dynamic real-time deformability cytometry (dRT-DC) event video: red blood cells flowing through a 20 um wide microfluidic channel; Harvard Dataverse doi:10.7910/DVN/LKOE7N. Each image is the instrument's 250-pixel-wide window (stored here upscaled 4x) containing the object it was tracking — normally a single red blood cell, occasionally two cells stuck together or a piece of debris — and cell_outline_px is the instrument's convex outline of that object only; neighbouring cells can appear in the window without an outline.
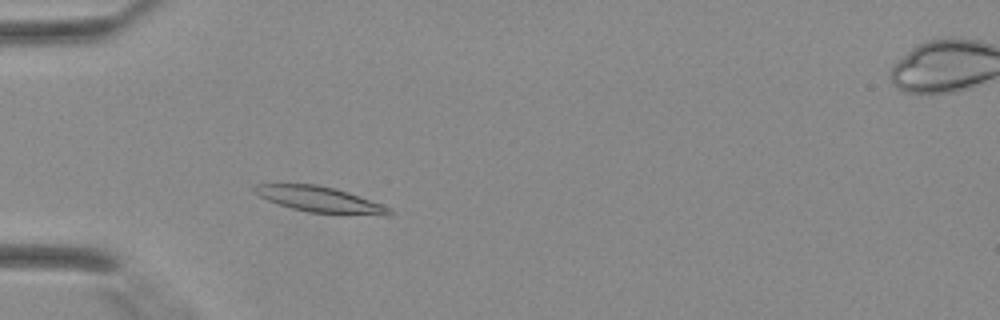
{"species": "Egyptian fruit bat (a non-hibernating species)", "species_latin": "Rousettus aegyptiacus", "temperature_condition": "warm", "stored_images_in_passage": 37, "camera_frame_rate_fps": 3000, "um_per_image_px": 0.085, "animal": {"sex": "female"}, "frame": {"image": 1, "passage_image": 8, "time_ms": 2.333, "image_size_px": [1000, 320], "cell_outline_px": [[392, 212], [388, 216], [384, 216], [308, 212], [292, 208], [268, 200], [260, 196], [252, 188], [256, 184], [316, 184], [336, 188], [348, 192], [392, 208]], "centroid_in_image_um": [27.24, 16.96], "position_along_channel_um": 57.8, "area_um2": 20.06}}
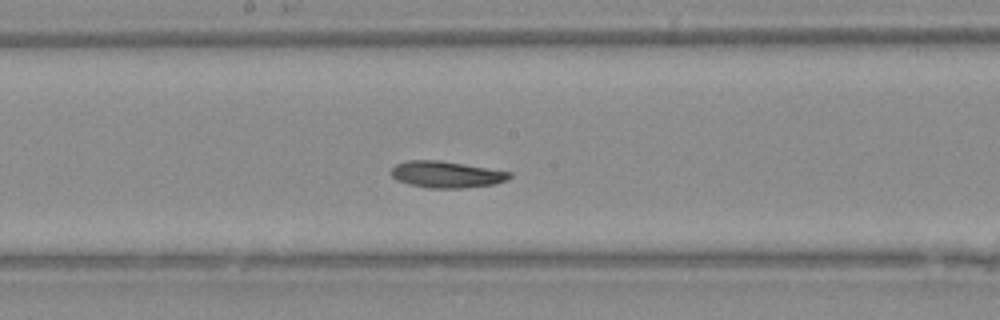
{"frame": {"image": 2, "passage_image": 18, "time_ms": 5.667, "image_size_px": [1000, 320], "cell_outline_px": [[512, 176], [508, 180], [496, 184], [464, 188], [428, 188], [408, 184], [396, 180], [392, 176], [392, 168], [396, 164], [408, 160], [440, 160], [512, 172]], "centroid_in_image_um": [37.97, 14.83], "position_along_channel_um": 210.2, "area_um2": 18.44}}
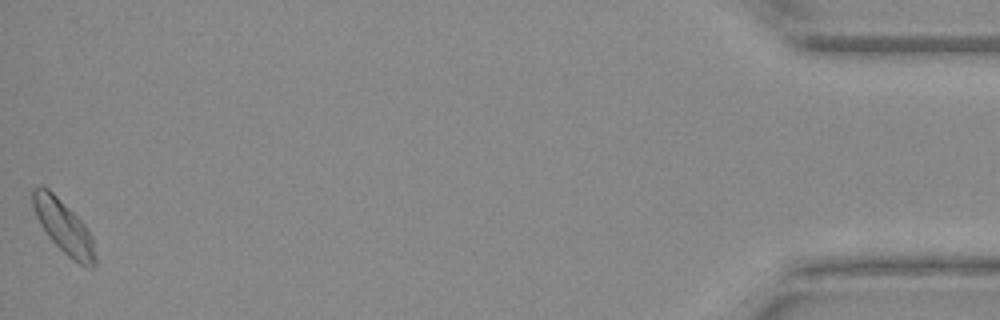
{"frame": {"image": 3, "passage_image": 37, "time_ms": 12.0, "image_size_px": [1000, 320], "cell_outline_px": [[96, 264], [92, 268], [88, 268], [72, 260], [48, 236], [40, 224], [36, 216], [32, 204], [32, 188], [40, 184], [48, 188], [84, 224], [92, 236], [96, 256]], "centroid_in_image_um": [5.41, 19.29], "position_along_channel_um": 429.8, "area_um2": 19.19}}